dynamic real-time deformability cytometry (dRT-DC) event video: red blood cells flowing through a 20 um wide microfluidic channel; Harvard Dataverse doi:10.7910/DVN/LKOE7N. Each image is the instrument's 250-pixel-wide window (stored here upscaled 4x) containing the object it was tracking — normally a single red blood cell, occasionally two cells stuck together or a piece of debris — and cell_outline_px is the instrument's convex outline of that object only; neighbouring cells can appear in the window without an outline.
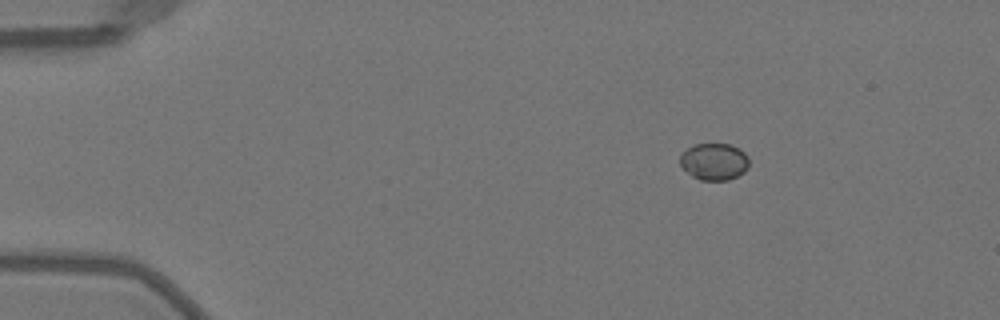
{"species": "Egyptian fruit bat (a non-hibernating species)", "species_latin": "Rousettus aegyptiacus", "temperature_condition": "warm", "stored_images_in_passage": 46, "camera_frame_rate_fps": 3000, "um_per_image_px": 0.085, "animal": {"sex": "female"}, "frame": {"image": 1, "passage_image": 3, "time_ms": 0.667, "image_size_px": [1000, 320], "cell_outline_px": [[748, 168], [744, 172], [728, 180], [700, 180], [692, 176], [680, 164], [680, 156], [688, 148], [696, 144], [732, 144], [740, 148], [748, 156]], "centroid_in_image_um": [60.73, 13.73], "position_along_channel_um": 24.3, "area_um2": 14.8}}
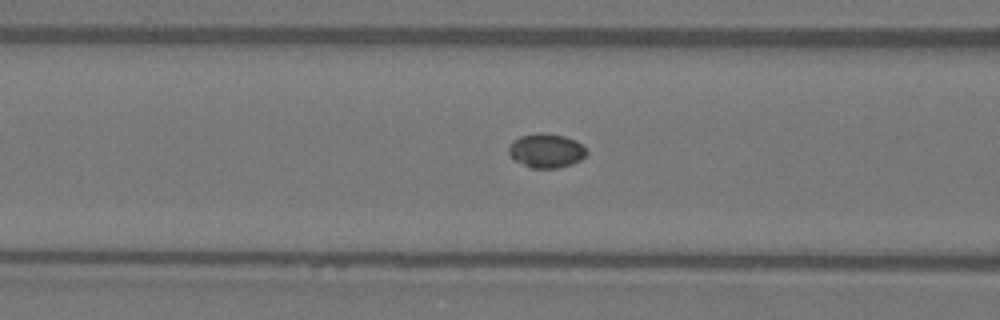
{"frame": {"image": 2, "passage_image": 16, "time_ms": 5.0, "image_size_px": [1000, 320], "cell_outline_px": [[588, 152], [580, 160], [572, 164], [560, 168], [532, 168], [512, 160], [508, 152], [508, 148], [512, 140], [520, 136], [536, 132], [544, 132], [564, 136], [576, 140]], "centroid_in_image_um": [46.39, 12.8], "position_along_channel_um": 120.2, "area_um2": 15.72}}
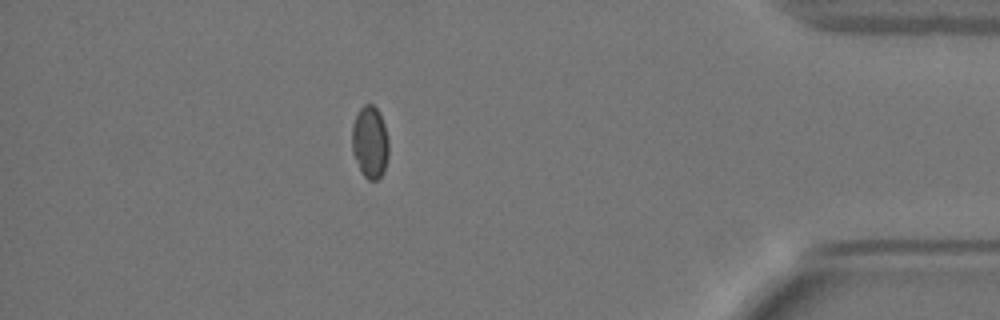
{"frame": {"image": 3, "passage_image": 40, "time_ms": 13.0, "image_size_px": [1000, 320], "cell_outline_px": [[388, 156], [384, 172], [376, 180], [368, 180], [360, 172], [352, 152], [352, 124], [360, 108], [364, 104], [372, 104], [376, 108], [384, 124], [388, 140]], "centroid_in_image_um": [31.43, 12.11], "position_along_channel_um": 403.8, "area_um2": 15.49}}